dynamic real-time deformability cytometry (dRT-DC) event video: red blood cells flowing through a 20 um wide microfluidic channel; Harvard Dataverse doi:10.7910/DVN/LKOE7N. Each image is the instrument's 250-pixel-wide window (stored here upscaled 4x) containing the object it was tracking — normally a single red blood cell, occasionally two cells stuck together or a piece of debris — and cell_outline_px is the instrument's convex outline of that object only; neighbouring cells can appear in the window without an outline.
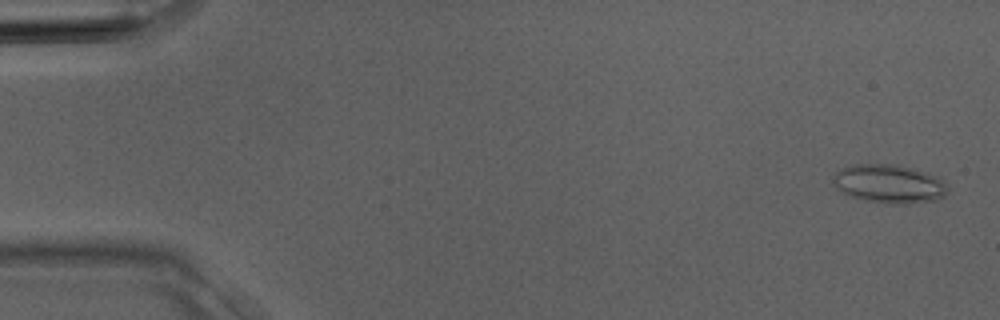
{"species": "Egyptian fruit bat (a non-hibernating species)", "species_latin": "Rousettus aegyptiacus", "temperature_condition": "room temperature", "stored_images_in_passage": 4, "camera_frame_rate_fps": 3000, "um_per_image_px": 0.085, "animal": {"sex": "male"}, "frame": {"image": 1, "passage_image": 1, "time_ms": 0.0, "image_size_px": [1000, 320], "cell_outline_px": [[948, 192], [944, 196], [936, 200], [904, 204], [892, 204], [864, 200], [852, 196], [836, 188], [832, 184], [832, 176], [840, 168], [848, 164], [896, 164], [916, 168], [936, 176], [948, 188]], "centroid_in_image_um": [75.54, 15.61], "position_along_channel_um": 9.5, "area_um2": 26.01}}